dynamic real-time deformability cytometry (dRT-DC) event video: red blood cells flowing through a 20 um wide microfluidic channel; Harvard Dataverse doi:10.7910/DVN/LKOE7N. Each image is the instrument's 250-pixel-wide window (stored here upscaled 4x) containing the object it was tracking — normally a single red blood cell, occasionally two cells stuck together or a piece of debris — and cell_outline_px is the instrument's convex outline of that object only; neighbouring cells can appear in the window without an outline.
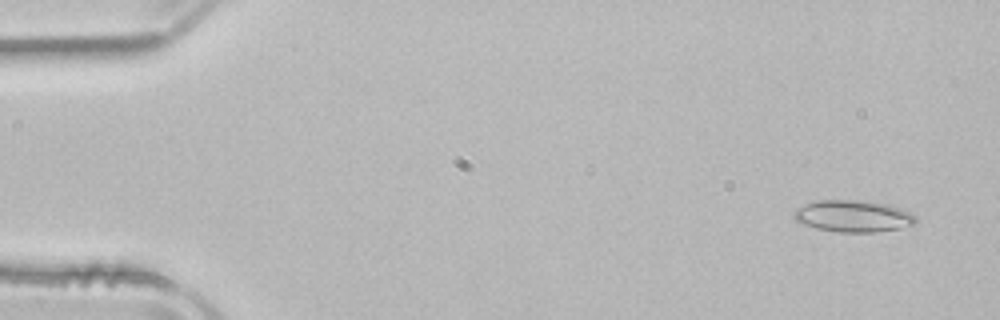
{"species": "common noctule bat (a hibernating species)", "species_latin": "Nyctalus noctula", "temperature_condition": "room temperature", "stored_images_in_passage": 51, "camera_frame_rate_fps": 3000, "um_per_image_px": 0.085, "animal": {"sex": "male", "body_mass_g": 21.5, "forearm_length_mm": 52.0}, "frame": {"image": 1, "passage_image": 3, "time_ms": 0.667, "image_size_px": [1000, 320], "cell_outline_px": [[916, 224], [900, 228], [876, 232], [840, 232], [816, 228], [804, 224], [796, 220], [792, 216], [792, 212], [796, 208], [804, 204], [816, 200], [856, 200], [888, 204], [900, 208], [916, 216]], "centroid_in_image_um": [72.49, 18.37], "position_along_channel_um": 12.5, "area_um2": 22.6}}
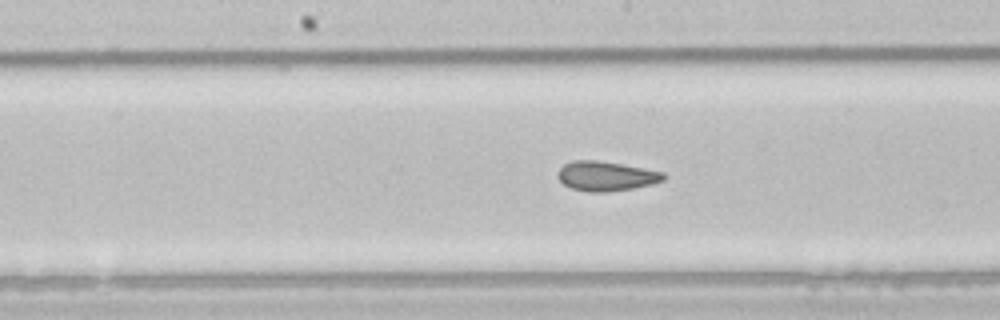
{"frame": {"image": 2, "passage_image": 26, "time_ms": 8.333, "image_size_px": [1000, 320], "cell_outline_px": [[664, 180], [652, 184], [632, 188], [608, 192], [588, 192], [572, 188], [564, 184], [556, 176], [556, 172], [564, 164], [572, 160], [596, 160], [620, 164], [664, 172]], "centroid_in_image_um": [51.47, 14.97], "position_along_channel_um": 196.7, "area_um2": 18.15}}
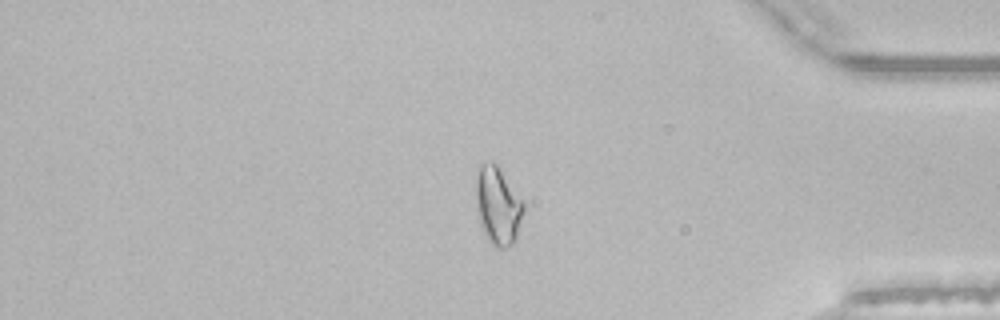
{"frame": {"image": 3, "passage_image": 43, "time_ms": 14.0, "image_size_px": [1000, 320], "cell_outline_px": [[524, 212], [516, 240], [512, 244], [504, 248], [496, 248], [488, 240], [480, 224], [476, 204], [476, 176], [480, 164], [492, 160], [500, 168], [524, 200]], "centroid_in_image_um": [42.34, 17.47], "position_along_channel_um": 392.9, "area_um2": 21.96}, "authors_computed_cell_mechanics": {"area_um2": 19.7098, "velocity_mm_per_s": 3.9511, "shape_relaxation_time_tau1_ms": null, "shape_relaxation_time_tau2_ms": 1.7645, "deformation_change_tau1": null, "deformation_change_tau2": 0.0721}}